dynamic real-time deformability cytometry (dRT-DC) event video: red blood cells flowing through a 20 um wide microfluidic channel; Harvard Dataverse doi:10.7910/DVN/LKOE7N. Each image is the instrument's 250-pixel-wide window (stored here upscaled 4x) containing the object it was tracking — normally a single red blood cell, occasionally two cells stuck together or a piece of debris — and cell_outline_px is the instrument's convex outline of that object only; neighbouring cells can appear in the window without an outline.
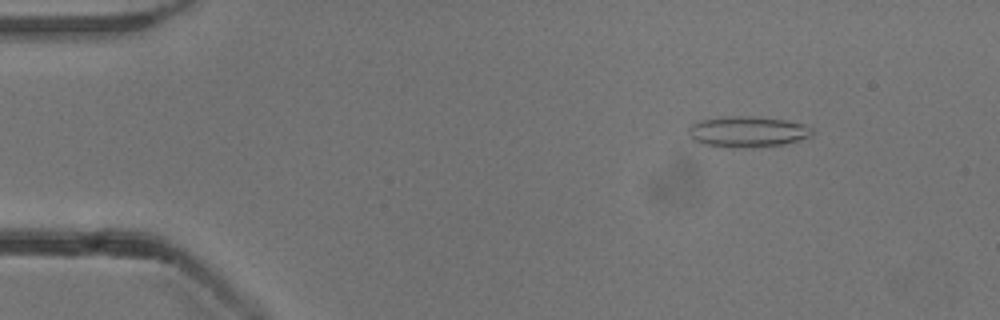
{"species": "common noctule bat (a hibernating species)", "species_latin": "Nyctalus noctula", "temperature_condition": "cold", "stored_images_in_passage": 53, "camera_frame_rate_fps": 3000, "um_per_image_px": 0.085, "animal": {"sex": "male", "body_mass_g": 13.3}, "frame": {"image": 1, "passage_image": 7, "time_ms": 2.0, "image_size_px": [1000, 320], "cell_outline_px": [[812, 132], [808, 136], [784, 144], [704, 144], [692, 140], [688, 136], [688, 128], [692, 124], [700, 120], [724, 116], [748, 116], [784, 120], [804, 124], [812, 128]], "centroid_in_image_um": [63.48, 11.12], "position_along_channel_um": 21.5, "area_um2": 20.81}}
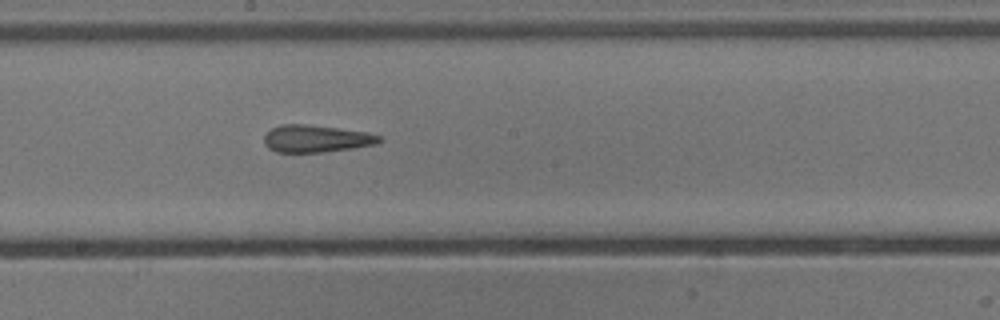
{"frame": {"image": 2, "passage_image": 29, "time_ms": 9.333, "image_size_px": [1000, 320], "cell_outline_px": [[384, 140], [376, 144], [352, 148], [324, 152], [276, 152], [268, 148], [264, 144], [264, 136], [272, 128], [280, 124], [304, 124], [368, 132], [380, 136]], "centroid_in_image_um": [26.87, 11.79], "position_along_channel_um": 221.3, "area_um2": 18.26}}
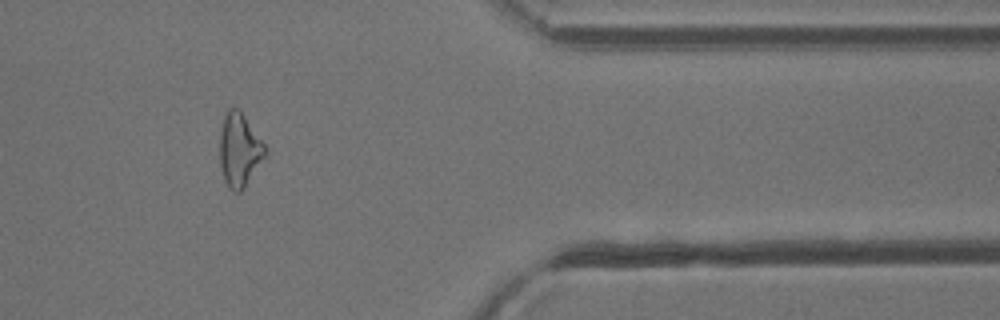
{"frame": {"image": 3, "passage_image": 44, "time_ms": 14.333, "image_size_px": [1000, 320], "cell_outline_px": [[268, 156], [244, 188], [240, 192], [236, 192], [228, 188], [224, 180], [220, 164], [220, 132], [224, 116], [228, 108], [236, 108], [244, 116], [268, 148]], "centroid_in_image_um": [20.39, 12.79], "position_along_channel_um": 391.0, "area_um2": 19.71}, "authors_computed_cell_mechanics": {"area_um2": 19.7098, "velocity_mm_per_s": 3.8621, "shape_relaxation_time_tau1_ms": null, "shape_relaxation_time_tau2_ms": 2.0205, "deformation_change_tau1": null, "deformation_change_tau2": 0.1131}}